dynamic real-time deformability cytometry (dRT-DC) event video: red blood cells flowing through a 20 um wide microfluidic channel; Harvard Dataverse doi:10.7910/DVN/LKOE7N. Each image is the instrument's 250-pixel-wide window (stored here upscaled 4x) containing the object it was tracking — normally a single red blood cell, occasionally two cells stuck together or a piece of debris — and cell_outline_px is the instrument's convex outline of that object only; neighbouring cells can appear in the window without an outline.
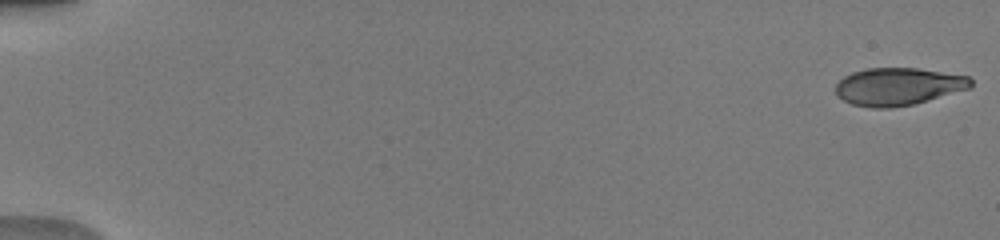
{"species": "human", "species_latin": "Homo sapiens", "temperature_condition": "warm", "stored_images_in_passage": 52, "camera_frame_rate_fps": 3000, "um_per_image_px": 0.085, "donor": {"sex": "male"}, "frame": {"image": 1, "passage_image": 1, "time_ms": 0.0, "image_size_px": [1000, 240], "cell_outline_px": [[972, 84], [968, 88], [912, 104], [892, 108], [872, 108], [852, 104], [836, 96], [836, 84], [844, 76], [852, 72], [868, 68], [916, 68], [968, 76], [972, 80]], "centroid_in_image_um": [76.28, 7.35], "position_along_channel_um": 8.7, "area_um2": 29.25}}
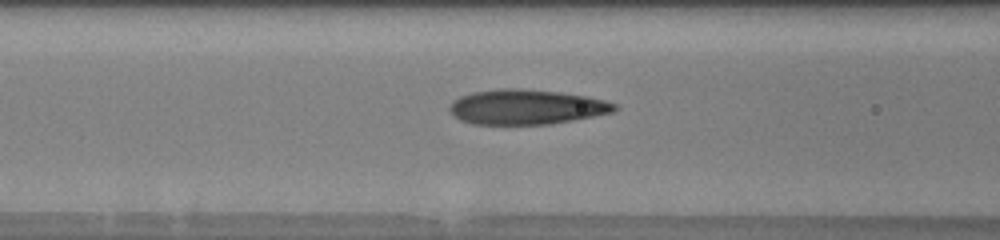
{"frame": {"image": 2, "passage_image": 23, "time_ms": 7.333, "image_size_px": [1000, 240], "cell_outline_px": [[620, 108], [612, 112], [572, 120], [548, 124], [472, 124], [460, 120], [448, 108], [452, 100], [460, 96], [472, 92], [500, 88], [520, 88], [560, 92], [584, 96], [604, 100], [616, 104]], "centroid_in_image_um": [44.71, 9.08], "position_along_channel_um": 121.9, "area_um2": 33.47}}
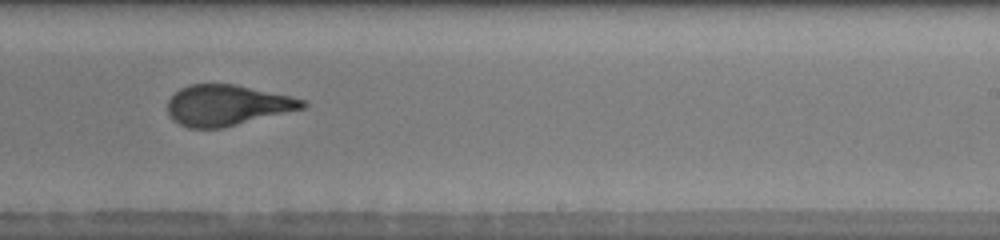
{"frame": {"image": 3, "passage_image": 34, "time_ms": 11.0, "image_size_px": [1000, 240], "cell_outline_px": [[308, 104], [304, 108], [220, 128], [188, 128], [172, 120], [168, 112], [168, 100], [180, 88], [188, 84], [236, 84], [292, 96], [304, 100]], "centroid_in_image_um": [19.29, 8.93], "position_along_channel_um": 269.7, "area_um2": 31.85}, "authors_computed_cell_mechanics": {"area_um2": 32.1368, "velocity_mm_per_s": 4.0348, "shape_relaxation_time_tau1_ms": 4.8375, "shape_relaxation_time_tau2_ms": 1.0736, "deformation_change_tau1": 0.2346, "deformation_change_tau2": 0.0956}}